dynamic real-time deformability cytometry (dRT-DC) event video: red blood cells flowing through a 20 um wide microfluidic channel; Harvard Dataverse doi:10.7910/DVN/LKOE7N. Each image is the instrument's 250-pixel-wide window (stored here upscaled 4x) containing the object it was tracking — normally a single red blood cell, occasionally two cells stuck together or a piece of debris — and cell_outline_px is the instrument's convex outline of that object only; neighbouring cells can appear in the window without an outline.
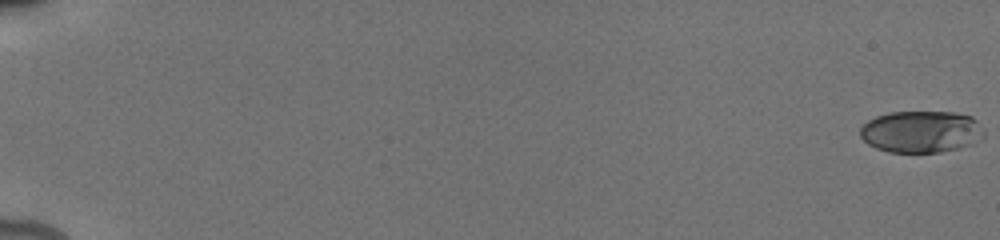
{"species": "human", "species_latin": "Homo sapiens", "temperature_condition": "cold", "stored_images_in_passage": 24, "camera_frame_rate_fps": 3000, "um_per_image_px": 0.085, "donor": {"sex": "male"}, "frame": {"image": 1, "passage_image": 1, "time_ms": 0.0, "image_size_px": [1000, 240], "cell_outline_px": [[984, 136], [972, 144], [960, 148], [940, 152], [888, 152], [876, 148], [868, 144], [860, 136], [860, 128], [868, 120], [876, 116], [892, 112], [956, 112], [972, 116], [984, 128]], "centroid_in_image_um": [78.32, 11.19], "position_along_channel_um": 6.7, "area_um2": 30.4}}
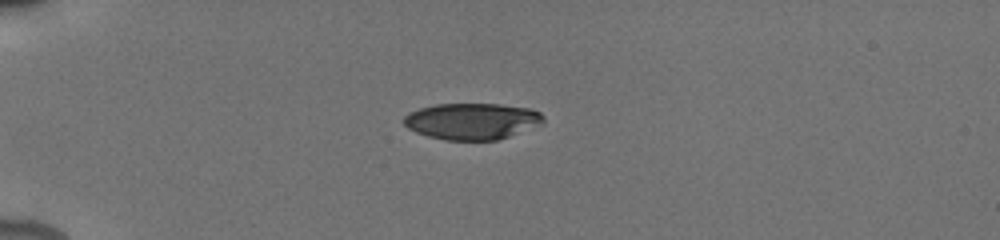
{"frame": {"image": 2, "passage_image": 15, "time_ms": 5.333, "image_size_px": [1000, 240], "cell_outline_px": [[544, 124], [496, 140], [448, 140], [428, 136], [416, 132], [408, 128], [404, 124], [404, 116], [408, 112], [420, 108], [436, 104], [500, 104], [528, 108], [540, 112], [544, 116]], "centroid_in_image_um": [40.13, 10.3], "position_along_channel_um": 44.9, "area_um2": 29.59}}
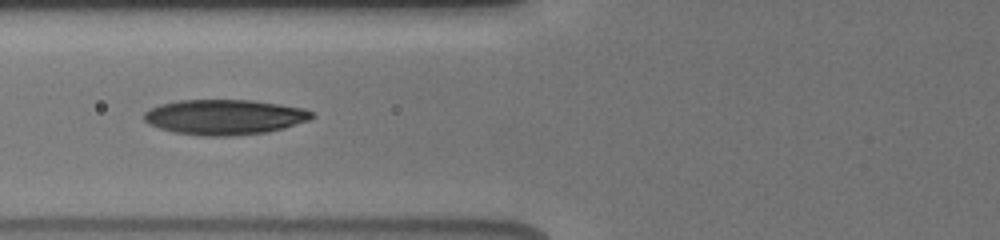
{"frame": {"image": 3, "passage_image": 23, "time_ms": 8.0, "image_size_px": [1000, 240], "cell_outline_px": [[316, 116], [308, 120], [284, 128], [268, 132], [232, 136], [200, 136], [172, 132], [148, 124], [144, 120], [144, 112], [160, 104], [180, 100], [252, 100], [280, 104], [304, 108], [312, 112]], "centroid_in_image_um": [19.09, 9.95], "position_along_channel_um": 106.7, "area_um2": 34.56}}